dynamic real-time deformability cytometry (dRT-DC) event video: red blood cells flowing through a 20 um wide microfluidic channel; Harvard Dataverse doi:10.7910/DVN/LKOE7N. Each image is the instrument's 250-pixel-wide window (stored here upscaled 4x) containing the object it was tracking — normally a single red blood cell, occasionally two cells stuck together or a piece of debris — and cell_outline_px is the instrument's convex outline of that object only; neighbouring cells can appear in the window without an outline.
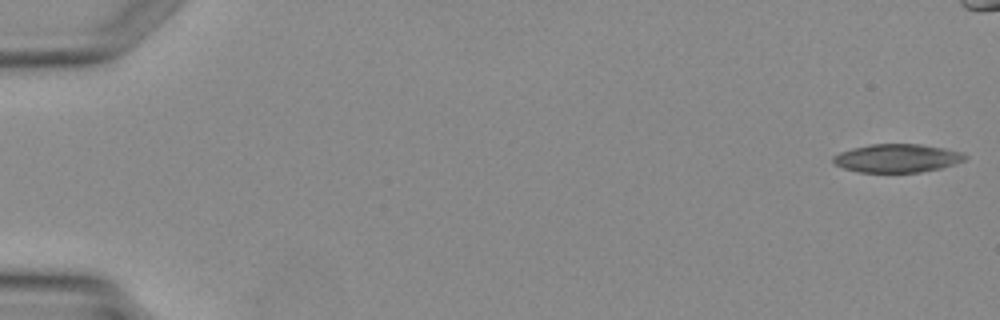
{"species": "Egyptian fruit bat (a non-hibernating species)", "species_latin": "Rousettus aegyptiacus", "temperature_condition": "warm", "stored_images_in_passage": 4, "camera_frame_rate_fps": 3000, "um_per_image_px": 0.085, "animal": {"sex": "female"}, "frame": {"image": 1, "passage_image": 1, "time_ms": 0.0, "image_size_px": [1000, 320], "cell_outline_px": [[968, 156], [964, 160], [940, 168], [920, 172], [860, 172], [844, 168], [836, 164], [832, 160], [832, 156], [840, 152], [852, 148], [872, 144], [920, 144], [944, 148], [960, 152]], "centroid_in_image_um": [76.23, 13.44], "position_along_channel_um": 8.8, "area_um2": 21.56}}